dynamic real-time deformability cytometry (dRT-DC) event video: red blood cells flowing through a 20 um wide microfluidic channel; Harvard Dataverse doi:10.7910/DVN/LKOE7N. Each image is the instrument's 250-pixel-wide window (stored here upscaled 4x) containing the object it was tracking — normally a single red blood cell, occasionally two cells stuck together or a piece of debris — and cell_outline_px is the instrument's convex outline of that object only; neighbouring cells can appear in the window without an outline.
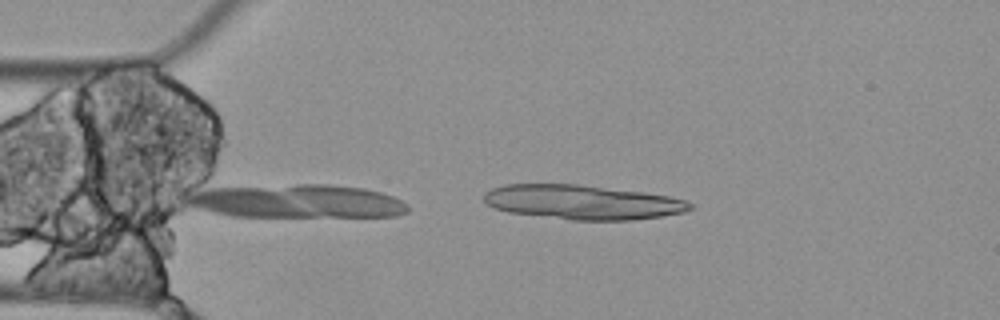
{"species": "Egyptian fruit bat (a non-hibernating species)", "species_latin": "Rousettus aegyptiacus", "temperature_condition": "cold", "stored_images_in_passage": 2, "camera_frame_rate_fps": 3000, "um_per_image_px": 0.085, "animal": {"sex": "female"}, "frame": {"image": 1, "passage_image": 1, "time_ms": 0.0, "image_size_px": [1000, 320], "cell_outline_px": [[696, 208], [684, 212], [664, 216], [632, 220], [572, 220], [508, 212], [496, 208], [488, 204], [484, 200], [484, 192], [492, 188], [504, 184], [576, 184], [644, 192], [668, 196], [684, 200], [692, 204]], "centroid_in_image_um": [49.53, 17.18], "position_along_channel_um": 35.5, "area_um2": 41.38}}